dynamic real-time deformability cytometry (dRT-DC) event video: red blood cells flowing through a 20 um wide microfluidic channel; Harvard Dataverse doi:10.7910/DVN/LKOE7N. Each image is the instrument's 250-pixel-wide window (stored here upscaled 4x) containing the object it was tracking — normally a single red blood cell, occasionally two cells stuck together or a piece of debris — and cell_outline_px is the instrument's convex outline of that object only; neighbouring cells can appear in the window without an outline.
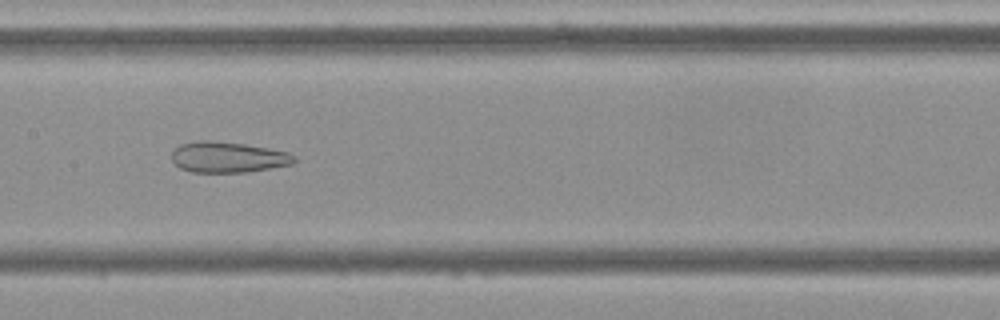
{"species": "Egyptian fruit bat (a non-hibernating species)", "species_latin": "Rousettus aegyptiacus", "temperature_condition": "cold", "stored_images_in_passage": 55, "camera_frame_rate_fps": 3000, "um_per_image_px": 0.085, "frame": {"image": 1, "passage_image": 27, "time_ms": 8.667, "image_size_px": [1000, 320], "cell_outline_px": [[296, 160], [292, 164], [272, 168], [248, 172], [192, 172], [180, 168], [172, 160], [172, 152], [180, 144], [200, 140], [212, 140], [244, 144], [268, 148], [288, 152], [296, 156]], "centroid_in_image_um": [19.39, 13.36], "position_along_channel_um": 188.0, "area_um2": 22.02}}
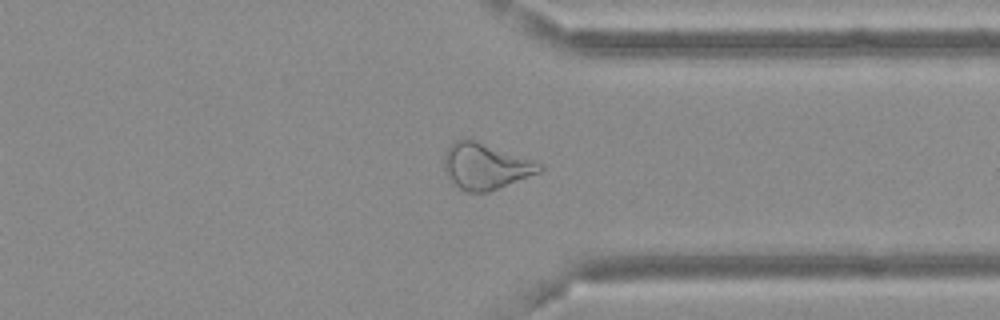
{"frame": {"image": 2, "passage_image": 42, "time_ms": 13.667, "image_size_px": [1000, 320], "cell_outline_px": [[544, 168], [540, 172], [488, 192], [468, 192], [460, 188], [448, 176], [444, 168], [444, 152], [456, 140], [464, 136], [476, 140], [544, 164]], "centroid_in_image_um": [41.27, 14.1], "position_along_channel_um": 370.1, "area_um2": 25.49}}
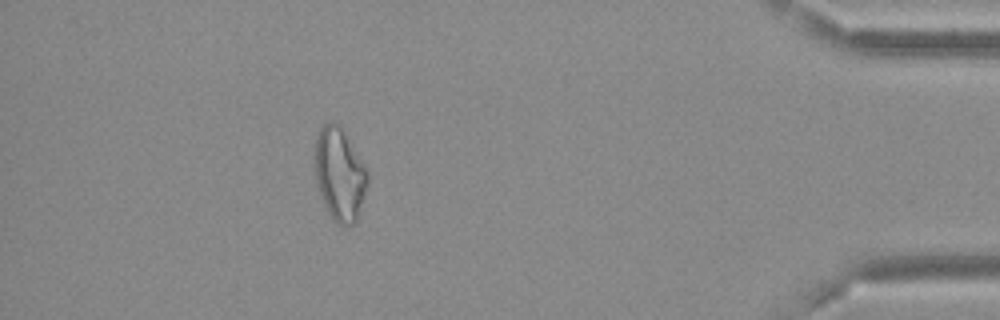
{"frame": {"image": 3, "passage_image": 49, "time_ms": 16.0, "image_size_px": [1000, 320], "cell_outline_px": [[368, 184], [356, 224], [336, 224], [332, 220], [324, 204], [316, 180], [316, 136], [320, 128], [324, 124], [340, 124], [348, 136], [364, 164], [368, 172]], "centroid_in_image_um": [28.9, 14.83], "position_along_channel_um": 406.3, "area_um2": 28.32}, "authors_computed_cell_mechanics": {"area_um2": 28.322, "velocity_mm_per_s": 3.6825, "shape_relaxation_time_tau1_ms": null, "shape_relaxation_time_tau2_ms": 3.5815, "deformation_change_tau1": null, "deformation_change_tau2": 0.1356}}